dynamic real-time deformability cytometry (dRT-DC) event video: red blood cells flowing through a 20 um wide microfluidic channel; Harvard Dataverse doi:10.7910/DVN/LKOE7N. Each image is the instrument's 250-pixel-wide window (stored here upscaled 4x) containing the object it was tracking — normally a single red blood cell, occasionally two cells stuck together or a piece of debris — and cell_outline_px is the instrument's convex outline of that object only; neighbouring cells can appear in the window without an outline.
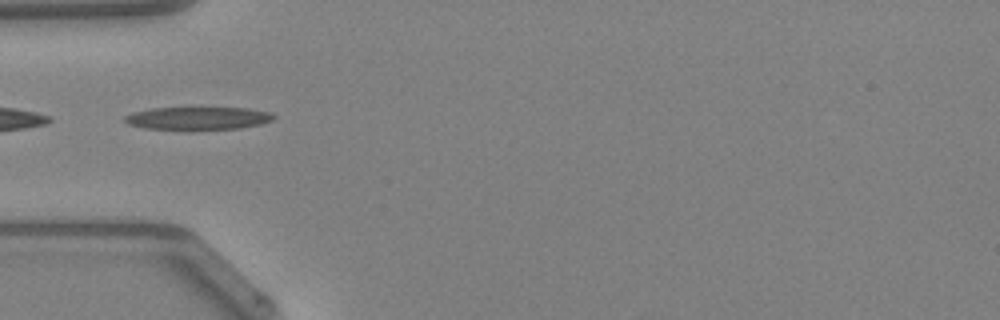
{"species": "Egyptian fruit bat (a non-hibernating species)", "species_latin": "Rousettus aegyptiacus", "temperature_condition": "warm", "stored_images_in_passage": 47, "segment_of_instrument_passage": [2, 2], "camera_frame_rate_fps": 3000, "um_per_image_px": 0.085, "animal": {"sex": "female"}, "frame": {"image": 1, "passage_image": 15, "time_ms": 4.667, "image_size_px": [1000, 320], "cell_outline_px": [[276, 116], [272, 120], [260, 124], [240, 128], [144, 128], [128, 124], [124, 120], [124, 116], [132, 112], [152, 108], [248, 108], [272, 112]], "centroid_in_image_um": [16.84, 10.02], "position_along_channel_um": 68.2, "area_um2": 19.31}}
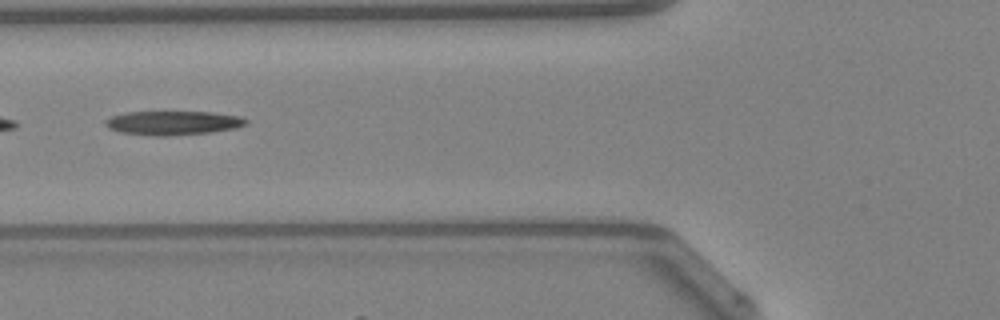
{"frame": {"image": 2, "passage_image": 18, "time_ms": 5.667, "image_size_px": [1000, 320], "cell_outline_px": [[248, 124], [236, 128], [208, 132], [168, 136], [156, 136], [120, 132], [108, 128], [104, 124], [104, 120], [112, 116], [124, 112], [212, 112], [244, 116], [248, 120]], "centroid_in_image_um": [14.72, 10.44], "position_along_channel_um": 111.1, "area_um2": 19.83}}